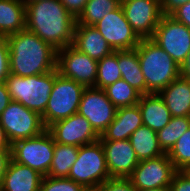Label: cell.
I'll return each instance as SVG.
<instances>
[{
    "label": "cell",
    "mask_w": 190,
    "mask_h": 191,
    "mask_svg": "<svg viewBox=\"0 0 190 191\" xmlns=\"http://www.w3.org/2000/svg\"><path fill=\"white\" fill-rule=\"evenodd\" d=\"M67 178L83 187L100 186L107 179H110L100 140L79 147L77 160L71 166Z\"/></svg>",
    "instance_id": "obj_6"
},
{
    "label": "cell",
    "mask_w": 190,
    "mask_h": 191,
    "mask_svg": "<svg viewBox=\"0 0 190 191\" xmlns=\"http://www.w3.org/2000/svg\"><path fill=\"white\" fill-rule=\"evenodd\" d=\"M170 191H190V177L184 171H177L171 181Z\"/></svg>",
    "instance_id": "obj_34"
},
{
    "label": "cell",
    "mask_w": 190,
    "mask_h": 191,
    "mask_svg": "<svg viewBox=\"0 0 190 191\" xmlns=\"http://www.w3.org/2000/svg\"><path fill=\"white\" fill-rule=\"evenodd\" d=\"M139 161L165 154L159 146L156 131L141 125L129 138Z\"/></svg>",
    "instance_id": "obj_24"
},
{
    "label": "cell",
    "mask_w": 190,
    "mask_h": 191,
    "mask_svg": "<svg viewBox=\"0 0 190 191\" xmlns=\"http://www.w3.org/2000/svg\"><path fill=\"white\" fill-rule=\"evenodd\" d=\"M121 72L117 62V51L98 60V71L95 87L104 89L121 79Z\"/></svg>",
    "instance_id": "obj_29"
},
{
    "label": "cell",
    "mask_w": 190,
    "mask_h": 191,
    "mask_svg": "<svg viewBox=\"0 0 190 191\" xmlns=\"http://www.w3.org/2000/svg\"><path fill=\"white\" fill-rule=\"evenodd\" d=\"M103 90L117 109L137 105L142 95L122 78Z\"/></svg>",
    "instance_id": "obj_27"
},
{
    "label": "cell",
    "mask_w": 190,
    "mask_h": 191,
    "mask_svg": "<svg viewBox=\"0 0 190 191\" xmlns=\"http://www.w3.org/2000/svg\"><path fill=\"white\" fill-rule=\"evenodd\" d=\"M137 105L146 127L157 132L170 122L171 113L159 93L141 95Z\"/></svg>",
    "instance_id": "obj_20"
},
{
    "label": "cell",
    "mask_w": 190,
    "mask_h": 191,
    "mask_svg": "<svg viewBox=\"0 0 190 191\" xmlns=\"http://www.w3.org/2000/svg\"><path fill=\"white\" fill-rule=\"evenodd\" d=\"M0 124L11 144L36 137L47 129L40 114L15 101H11L0 115Z\"/></svg>",
    "instance_id": "obj_8"
},
{
    "label": "cell",
    "mask_w": 190,
    "mask_h": 191,
    "mask_svg": "<svg viewBox=\"0 0 190 191\" xmlns=\"http://www.w3.org/2000/svg\"><path fill=\"white\" fill-rule=\"evenodd\" d=\"M12 101L5 82L0 83V115Z\"/></svg>",
    "instance_id": "obj_39"
},
{
    "label": "cell",
    "mask_w": 190,
    "mask_h": 191,
    "mask_svg": "<svg viewBox=\"0 0 190 191\" xmlns=\"http://www.w3.org/2000/svg\"><path fill=\"white\" fill-rule=\"evenodd\" d=\"M110 178H128L140 162L130 140L101 141Z\"/></svg>",
    "instance_id": "obj_16"
},
{
    "label": "cell",
    "mask_w": 190,
    "mask_h": 191,
    "mask_svg": "<svg viewBox=\"0 0 190 191\" xmlns=\"http://www.w3.org/2000/svg\"><path fill=\"white\" fill-rule=\"evenodd\" d=\"M79 147L55 143L54 156L48 172L49 177H68L71 166L77 160Z\"/></svg>",
    "instance_id": "obj_25"
},
{
    "label": "cell",
    "mask_w": 190,
    "mask_h": 191,
    "mask_svg": "<svg viewBox=\"0 0 190 191\" xmlns=\"http://www.w3.org/2000/svg\"><path fill=\"white\" fill-rule=\"evenodd\" d=\"M172 117H190V81L179 76L159 92Z\"/></svg>",
    "instance_id": "obj_21"
},
{
    "label": "cell",
    "mask_w": 190,
    "mask_h": 191,
    "mask_svg": "<svg viewBox=\"0 0 190 191\" xmlns=\"http://www.w3.org/2000/svg\"><path fill=\"white\" fill-rule=\"evenodd\" d=\"M169 16L190 28V1L178 7Z\"/></svg>",
    "instance_id": "obj_35"
},
{
    "label": "cell",
    "mask_w": 190,
    "mask_h": 191,
    "mask_svg": "<svg viewBox=\"0 0 190 191\" xmlns=\"http://www.w3.org/2000/svg\"><path fill=\"white\" fill-rule=\"evenodd\" d=\"M100 187L102 191H138L128 178H110Z\"/></svg>",
    "instance_id": "obj_33"
},
{
    "label": "cell",
    "mask_w": 190,
    "mask_h": 191,
    "mask_svg": "<svg viewBox=\"0 0 190 191\" xmlns=\"http://www.w3.org/2000/svg\"><path fill=\"white\" fill-rule=\"evenodd\" d=\"M167 155L177 171L190 167V128L177 140Z\"/></svg>",
    "instance_id": "obj_30"
},
{
    "label": "cell",
    "mask_w": 190,
    "mask_h": 191,
    "mask_svg": "<svg viewBox=\"0 0 190 191\" xmlns=\"http://www.w3.org/2000/svg\"><path fill=\"white\" fill-rule=\"evenodd\" d=\"M55 141L46 129L36 137L11 144V159L47 176L54 156Z\"/></svg>",
    "instance_id": "obj_7"
},
{
    "label": "cell",
    "mask_w": 190,
    "mask_h": 191,
    "mask_svg": "<svg viewBox=\"0 0 190 191\" xmlns=\"http://www.w3.org/2000/svg\"><path fill=\"white\" fill-rule=\"evenodd\" d=\"M143 125L138 105L117 109L114 120L100 135V141L128 140Z\"/></svg>",
    "instance_id": "obj_17"
},
{
    "label": "cell",
    "mask_w": 190,
    "mask_h": 191,
    "mask_svg": "<svg viewBox=\"0 0 190 191\" xmlns=\"http://www.w3.org/2000/svg\"><path fill=\"white\" fill-rule=\"evenodd\" d=\"M7 41L10 74L27 77L56 69L57 50L35 33L24 29L7 36Z\"/></svg>",
    "instance_id": "obj_2"
},
{
    "label": "cell",
    "mask_w": 190,
    "mask_h": 191,
    "mask_svg": "<svg viewBox=\"0 0 190 191\" xmlns=\"http://www.w3.org/2000/svg\"><path fill=\"white\" fill-rule=\"evenodd\" d=\"M65 9L77 19L82 13L88 0H59Z\"/></svg>",
    "instance_id": "obj_36"
},
{
    "label": "cell",
    "mask_w": 190,
    "mask_h": 191,
    "mask_svg": "<svg viewBox=\"0 0 190 191\" xmlns=\"http://www.w3.org/2000/svg\"><path fill=\"white\" fill-rule=\"evenodd\" d=\"M135 49L146 81V94L159 93L180 76V66L151 38L141 39Z\"/></svg>",
    "instance_id": "obj_3"
},
{
    "label": "cell",
    "mask_w": 190,
    "mask_h": 191,
    "mask_svg": "<svg viewBox=\"0 0 190 191\" xmlns=\"http://www.w3.org/2000/svg\"><path fill=\"white\" fill-rule=\"evenodd\" d=\"M5 83L12 101L22 103L42 116L54 84V70L27 77L10 74Z\"/></svg>",
    "instance_id": "obj_4"
},
{
    "label": "cell",
    "mask_w": 190,
    "mask_h": 191,
    "mask_svg": "<svg viewBox=\"0 0 190 191\" xmlns=\"http://www.w3.org/2000/svg\"><path fill=\"white\" fill-rule=\"evenodd\" d=\"M10 75L9 45L7 36H0V83Z\"/></svg>",
    "instance_id": "obj_32"
},
{
    "label": "cell",
    "mask_w": 190,
    "mask_h": 191,
    "mask_svg": "<svg viewBox=\"0 0 190 191\" xmlns=\"http://www.w3.org/2000/svg\"><path fill=\"white\" fill-rule=\"evenodd\" d=\"M25 4L30 3V2H34V1H38V0H22Z\"/></svg>",
    "instance_id": "obj_45"
},
{
    "label": "cell",
    "mask_w": 190,
    "mask_h": 191,
    "mask_svg": "<svg viewBox=\"0 0 190 191\" xmlns=\"http://www.w3.org/2000/svg\"><path fill=\"white\" fill-rule=\"evenodd\" d=\"M190 0H160L163 15H170L174 10Z\"/></svg>",
    "instance_id": "obj_37"
},
{
    "label": "cell",
    "mask_w": 190,
    "mask_h": 191,
    "mask_svg": "<svg viewBox=\"0 0 190 191\" xmlns=\"http://www.w3.org/2000/svg\"><path fill=\"white\" fill-rule=\"evenodd\" d=\"M25 3L22 0H0V36L25 29Z\"/></svg>",
    "instance_id": "obj_22"
},
{
    "label": "cell",
    "mask_w": 190,
    "mask_h": 191,
    "mask_svg": "<svg viewBox=\"0 0 190 191\" xmlns=\"http://www.w3.org/2000/svg\"><path fill=\"white\" fill-rule=\"evenodd\" d=\"M84 89L83 85L61 76L57 69L54 70V84L42 115L46 128L78 112Z\"/></svg>",
    "instance_id": "obj_5"
},
{
    "label": "cell",
    "mask_w": 190,
    "mask_h": 191,
    "mask_svg": "<svg viewBox=\"0 0 190 191\" xmlns=\"http://www.w3.org/2000/svg\"><path fill=\"white\" fill-rule=\"evenodd\" d=\"M73 46L97 61L113 52L100 32L91 25H75Z\"/></svg>",
    "instance_id": "obj_19"
},
{
    "label": "cell",
    "mask_w": 190,
    "mask_h": 191,
    "mask_svg": "<svg viewBox=\"0 0 190 191\" xmlns=\"http://www.w3.org/2000/svg\"><path fill=\"white\" fill-rule=\"evenodd\" d=\"M56 69L61 76L84 87H95L98 61L80 52L73 45L57 51Z\"/></svg>",
    "instance_id": "obj_9"
},
{
    "label": "cell",
    "mask_w": 190,
    "mask_h": 191,
    "mask_svg": "<svg viewBox=\"0 0 190 191\" xmlns=\"http://www.w3.org/2000/svg\"><path fill=\"white\" fill-rule=\"evenodd\" d=\"M11 160V150H0V188L6 173L7 166Z\"/></svg>",
    "instance_id": "obj_38"
},
{
    "label": "cell",
    "mask_w": 190,
    "mask_h": 191,
    "mask_svg": "<svg viewBox=\"0 0 190 191\" xmlns=\"http://www.w3.org/2000/svg\"><path fill=\"white\" fill-rule=\"evenodd\" d=\"M126 20L141 38H151L161 17L160 0H127L121 2Z\"/></svg>",
    "instance_id": "obj_14"
},
{
    "label": "cell",
    "mask_w": 190,
    "mask_h": 191,
    "mask_svg": "<svg viewBox=\"0 0 190 191\" xmlns=\"http://www.w3.org/2000/svg\"><path fill=\"white\" fill-rule=\"evenodd\" d=\"M83 188L67 177L43 176L39 191H82Z\"/></svg>",
    "instance_id": "obj_31"
},
{
    "label": "cell",
    "mask_w": 190,
    "mask_h": 191,
    "mask_svg": "<svg viewBox=\"0 0 190 191\" xmlns=\"http://www.w3.org/2000/svg\"><path fill=\"white\" fill-rule=\"evenodd\" d=\"M82 191H102L100 186H96V187H84L82 189Z\"/></svg>",
    "instance_id": "obj_43"
},
{
    "label": "cell",
    "mask_w": 190,
    "mask_h": 191,
    "mask_svg": "<svg viewBox=\"0 0 190 191\" xmlns=\"http://www.w3.org/2000/svg\"><path fill=\"white\" fill-rule=\"evenodd\" d=\"M42 179L38 171L11 159L0 191H39Z\"/></svg>",
    "instance_id": "obj_18"
},
{
    "label": "cell",
    "mask_w": 190,
    "mask_h": 191,
    "mask_svg": "<svg viewBox=\"0 0 190 191\" xmlns=\"http://www.w3.org/2000/svg\"><path fill=\"white\" fill-rule=\"evenodd\" d=\"M184 172L190 177V167L186 168Z\"/></svg>",
    "instance_id": "obj_44"
},
{
    "label": "cell",
    "mask_w": 190,
    "mask_h": 191,
    "mask_svg": "<svg viewBox=\"0 0 190 191\" xmlns=\"http://www.w3.org/2000/svg\"><path fill=\"white\" fill-rule=\"evenodd\" d=\"M25 29L38 35L57 51L73 45L76 19L59 0L25 4Z\"/></svg>",
    "instance_id": "obj_1"
},
{
    "label": "cell",
    "mask_w": 190,
    "mask_h": 191,
    "mask_svg": "<svg viewBox=\"0 0 190 191\" xmlns=\"http://www.w3.org/2000/svg\"><path fill=\"white\" fill-rule=\"evenodd\" d=\"M121 78L142 95L146 94V81L142 74L136 49L117 51Z\"/></svg>",
    "instance_id": "obj_23"
},
{
    "label": "cell",
    "mask_w": 190,
    "mask_h": 191,
    "mask_svg": "<svg viewBox=\"0 0 190 191\" xmlns=\"http://www.w3.org/2000/svg\"><path fill=\"white\" fill-rule=\"evenodd\" d=\"M190 128V117H171L170 122L161 130L157 131L160 148L168 153L177 140Z\"/></svg>",
    "instance_id": "obj_26"
},
{
    "label": "cell",
    "mask_w": 190,
    "mask_h": 191,
    "mask_svg": "<svg viewBox=\"0 0 190 191\" xmlns=\"http://www.w3.org/2000/svg\"><path fill=\"white\" fill-rule=\"evenodd\" d=\"M151 39L181 66L190 52V28L163 15Z\"/></svg>",
    "instance_id": "obj_10"
},
{
    "label": "cell",
    "mask_w": 190,
    "mask_h": 191,
    "mask_svg": "<svg viewBox=\"0 0 190 191\" xmlns=\"http://www.w3.org/2000/svg\"><path fill=\"white\" fill-rule=\"evenodd\" d=\"M143 191H170V187L151 188Z\"/></svg>",
    "instance_id": "obj_42"
},
{
    "label": "cell",
    "mask_w": 190,
    "mask_h": 191,
    "mask_svg": "<svg viewBox=\"0 0 190 191\" xmlns=\"http://www.w3.org/2000/svg\"><path fill=\"white\" fill-rule=\"evenodd\" d=\"M120 4L119 0H88L82 13L76 19V25L94 26Z\"/></svg>",
    "instance_id": "obj_28"
},
{
    "label": "cell",
    "mask_w": 190,
    "mask_h": 191,
    "mask_svg": "<svg viewBox=\"0 0 190 191\" xmlns=\"http://www.w3.org/2000/svg\"><path fill=\"white\" fill-rule=\"evenodd\" d=\"M180 76L190 81V52L180 66Z\"/></svg>",
    "instance_id": "obj_40"
},
{
    "label": "cell",
    "mask_w": 190,
    "mask_h": 191,
    "mask_svg": "<svg viewBox=\"0 0 190 191\" xmlns=\"http://www.w3.org/2000/svg\"><path fill=\"white\" fill-rule=\"evenodd\" d=\"M176 172L177 169L165 153L153 159L141 160L128 179L138 191H143L151 188L170 187Z\"/></svg>",
    "instance_id": "obj_11"
},
{
    "label": "cell",
    "mask_w": 190,
    "mask_h": 191,
    "mask_svg": "<svg viewBox=\"0 0 190 191\" xmlns=\"http://www.w3.org/2000/svg\"><path fill=\"white\" fill-rule=\"evenodd\" d=\"M94 27L100 32L113 51L133 50L141 41V38L126 20L121 5L107 13Z\"/></svg>",
    "instance_id": "obj_12"
},
{
    "label": "cell",
    "mask_w": 190,
    "mask_h": 191,
    "mask_svg": "<svg viewBox=\"0 0 190 191\" xmlns=\"http://www.w3.org/2000/svg\"><path fill=\"white\" fill-rule=\"evenodd\" d=\"M116 112L117 108L108 99L103 89L85 87L77 113L84 116L99 135L114 120Z\"/></svg>",
    "instance_id": "obj_13"
},
{
    "label": "cell",
    "mask_w": 190,
    "mask_h": 191,
    "mask_svg": "<svg viewBox=\"0 0 190 191\" xmlns=\"http://www.w3.org/2000/svg\"><path fill=\"white\" fill-rule=\"evenodd\" d=\"M47 130L53 136L55 143L77 147L94 143L100 138L89 121L79 113L54 122Z\"/></svg>",
    "instance_id": "obj_15"
},
{
    "label": "cell",
    "mask_w": 190,
    "mask_h": 191,
    "mask_svg": "<svg viewBox=\"0 0 190 191\" xmlns=\"http://www.w3.org/2000/svg\"><path fill=\"white\" fill-rule=\"evenodd\" d=\"M0 150H11V143L9 142L1 124H0Z\"/></svg>",
    "instance_id": "obj_41"
}]
</instances>
